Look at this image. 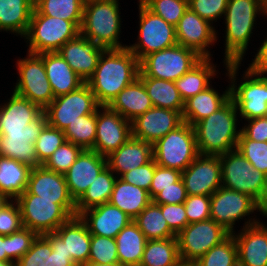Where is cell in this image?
<instances>
[{
	"label": "cell",
	"instance_id": "6da1fadb",
	"mask_svg": "<svg viewBox=\"0 0 267 266\" xmlns=\"http://www.w3.org/2000/svg\"><path fill=\"white\" fill-rule=\"evenodd\" d=\"M138 58L126 47L107 49L99 57L93 76L86 82L100 106H108L119 92L138 78Z\"/></svg>",
	"mask_w": 267,
	"mask_h": 266
},
{
	"label": "cell",
	"instance_id": "7a4b0ae2",
	"mask_svg": "<svg viewBox=\"0 0 267 266\" xmlns=\"http://www.w3.org/2000/svg\"><path fill=\"white\" fill-rule=\"evenodd\" d=\"M238 110L230 98L221 108L197 122L193 128L198 153L221 155L235 150L241 129L237 130Z\"/></svg>",
	"mask_w": 267,
	"mask_h": 266
},
{
	"label": "cell",
	"instance_id": "3957f363",
	"mask_svg": "<svg viewBox=\"0 0 267 266\" xmlns=\"http://www.w3.org/2000/svg\"><path fill=\"white\" fill-rule=\"evenodd\" d=\"M257 14L267 16L264 0H228L224 13L226 20L224 64L241 63L243 60Z\"/></svg>",
	"mask_w": 267,
	"mask_h": 266
},
{
	"label": "cell",
	"instance_id": "277c9868",
	"mask_svg": "<svg viewBox=\"0 0 267 266\" xmlns=\"http://www.w3.org/2000/svg\"><path fill=\"white\" fill-rule=\"evenodd\" d=\"M119 0H89L84 3L80 34L107 49H123L119 41L121 16Z\"/></svg>",
	"mask_w": 267,
	"mask_h": 266
},
{
	"label": "cell",
	"instance_id": "5b68a950",
	"mask_svg": "<svg viewBox=\"0 0 267 266\" xmlns=\"http://www.w3.org/2000/svg\"><path fill=\"white\" fill-rule=\"evenodd\" d=\"M222 187L252 197L263 209L267 208V175L253 168L237 150L219 155Z\"/></svg>",
	"mask_w": 267,
	"mask_h": 266
},
{
	"label": "cell",
	"instance_id": "8992f818",
	"mask_svg": "<svg viewBox=\"0 0 267 266\" xmlns=\"http://www.w3.org/2000/svg\"><path fill=\"white\" fill-rule=\"evenodd\" d=\"M225 65L228 72L226 75H228L231 81L230 98L239 111L238 115L246 121L266 117L267 76L260 75L248 67L243 75L244 81L237 84V81H235L237 78L236 74L241 63H226Z\"/></svg>",
	"mask_w": 267,
	"mask_h": 266
},
{
	"label": "cell",
	"instance_id": "52a82bcc",
	"mask_svg": "<svg viewBox=\"0 0 267 266\" xmlns=\"http://www.w3.org/2000/svg\"><path fill=\"white\" fill-rule=\"evenodd\" d=\"M80 29L72 22L42 15L35 7L25 34L27 53L57 52L67 41L75 38Z\"/></svg>",
	"mask_w": 267,
	"mask_h": 266
},
{
	"label": "cell",
	"instance_id": "ba28073f",
	"mask_svg": "<svg viewBox=\"0 0 267 266\" xmlns=\"http://www.w3.org/2000/svg\"><path fill=\"white\" fill-rule=\"evenodd\" d=\"M153 159L158 166L183 172L199 155L193 126L183 122L153 145Z\"/></svg>",
	"mask_w": 267,
	"mask_h": 266
},
{
	"label": "cell",
	"instance_id": "9c48e42d",
	"mask_svg": "<svg viewBox=\"0 0 267 266\" xmlns=\"http://www.w3.org/2000/svg\"><path fill=\"white\" fill-rule=\"evenodd\" d=\"M202 58L195 50L176 44L145 56L139 62L138 77H152L175 82Z\"/></svg>",
	"mask_w": 267,
	"mask_h": 266
},
{
	"label": "cell",
	"instance_id": "30bf717a",
	"mask_svg": "<svg viewBox=\"0 0 267 266\" xmlns=\"http://www.w3.org/2000/svg\"><path fill=\"white\" fill-rule=\"evenodd\" d=\"M139 34L138 42L127 48L138 58L139 62L147 55L172 47L177 44L175 26L167 23L160 16L150 11L139 0Z\"/></svg>",
	"mask_w": 267,
	"mask_h": 266
},
{
	"label": "cell",
	"instance_id": "8fae6325",
	"mask_svg": "<svg viewBox=\"0 0 267 266\" xmlns=\"http://www.w3.org/2000/svg\"><path fill=\"white\" fill-rule=\"evenodd\" d=\"M19 205L23 227L38 235L55 232L72 216L56 200L39 199L35 194H21L15 199Z\"/></svg>",
	"mask_w": 267,
	"mask_h": 266
},
{
	"label": "cell",
	"instance_id": "7c38bea8",
	"mask_svg": "<svg viewBox=\"0 0 267 266\" xmlns=\"http://www.w3.org/2000/svg\"><path fill=\"white\" fill-rule=\"evenodd\" d=\"M19 79L14 92L44 110L55 98L43 64V53L18 59Z\"/></svg>",
	"mask_w": 267,
	"mask_h": 266
},
{
	"label": "cell",
	"instance_id": "4fadbf2b",
	"mask_svg": "<svg viewBox=\"0 0 267 266\" xmlns=\"http://www.w3.org/2000/svg\"><path fill=\"white\" fill-rule=\"evenodd\" d=\"M229 235L213 219L187 224L176 236L182 263H195Z\"/></svg>",
	"mask_w": 267,
	"mask_h": 266
},
{
	"label": "cell",
	"instance_id": "5bb4252c",
	"mask_svg": "<svg viewBox=\"0 0 267 266\" xmlns=\"http://www.w3.org/2000/svg\"><path fill=\"white\" fill-rule=\"evenodd\" d=\"M100 105L89 85L84 83L77 90L58 96L43 110L48 124L64 131L79 116L94 113Z\"/></svg>",
	"mask_w": 267,
	"mask_h": 266
},
{
	"label": "cell",
	"instance_id": "9a60e30c",
	"mask_svg": "<svg viewBox=\"0 0 267 266\" xmlns=\"http://www.w3.org/2000/svg\"><path fill=\"white\" fill-rule=\"evenodd\" d=\"M256 210L263 214L264 209L252 197L232 189L220 187L210 196V219L230 234L235 232L236 221Z\"/></svg>",
	"mask_w": 267,
	"mask_h": 266
},
{
	"label": "cell",
	"instance_id": "2e32d148",
	"mask_svg": "<svg viewBox=\"0 0 267 266\" xmlns=\"http://www.w3.org/2000/svg\"><path fill=\"white\" fill-rule=\"evenodd\" d=\"M47 124L43 112L35 121L25 125L24 131L0 132V156L15 159L30 168L42 166L36 156L35 141Z\"/></svg>",
	"mask_w": 267,
	"mask_h": 266
},
{
	"label": "cell",
	"instance_id": "e0dca14e",
	"mask_svg": "<svg viewBox=\"0 0 267 266\" xmlns=\"http://www.w3.org/2000/svg\"><path fill=\"white\" fill-rule=\"evenodd\" d=\"M131 136V121L108 106H100V110H96V138L93 151L107 157Z\"/></svg>",
	"mask_w": 267,
	"mask_h": 266
},
{
	"label": "cell",
	"instance_id": "ac0fdd59",
	"mask_svg": "<svg viewBox=\"0 0 267 266\" xmlns=\"http://www.w3.org/2000/svg\"><path fill=\"white\" fill-rule=\"evenodd\" d=\"M22 194L56 200V204H60L72 217L76 216V202L69 193L64 174L48 170L43 165L31 168L27 188Z\"/></svg>",
	"mask_w": 267,
	"mask_h": 266
},
{
	"label": "cell",
	"instance_id": "d6986e66",
	"mask_svg": "<svg viewBox=\"0 0 267 266\" xmlns=\"http://www.w3.org/2000/svg\"><path fill=\"white\" fill-rule=\"evenodd\" d=\"M187 195L211 196L222 187L219 155H201L182 172Z\"/></svg>",
	"mask_w": 267,
	"mask_h": 266
},
{
	"label": "cell",
	"instance_id": "ffe728a7",
	"mask_svg": "<svg viewBox=\"0 0 267 266\" xmlns=\"http://www.w3.org/2000/svg\"><path fill=\"white\" fill-rule=\"evenodd\" d=\"M214 28L188 8L175 26L177 44L195 50L203 58H210L209 45L217 41Z\"/></svg>",
	"mask_w": 267,
	"mask_h": 266
},
{
	"label": "cell",
	"instance_id": "44dd1931",
	"mask_svg": "<svg viewBox=\"0 0 267 266\" xmlns=\"http://www.w3.org/2000/svg\"><path fill=\"white\" fill-rule=\"evenodd\" d=\"M182 123L179 111L153 106L131 121L132 137L153 145Z\"/></svg>",
	"mask_w": 267,
	"mask_h": 266
},
{
	"label": "cell",
	"instance_id": "7402d4cb",
	"mask_svg": "<svg viewBox=\"0 0 267 266\" xmlns=\"http://www.w3.org/2000/svg\"><path fill=\"white\" fill-rule=\"evenodd\" d=\"M238 266H267V226L255 218L245 221L237 235Z\"/></svg>",
	"mask_w": 267,
	"mask_h": 266
},
{
	"label": "cell",
	"instance_id": "603a6c76",
	"mask_svg": "<svg viewBox=\"0 0 267 266\" xmlns=\"http://www.w3.org/2000/svg\"><path fill=\"white\" fill-rule=\"evenodd\" d=\"M105 49L80 33L67 41L57 52L86 83L94 74L100 55Z\"/></svg>",
	"mask_w": 267,
	"mask_h": 266
},
{
	"label": "cell",
	"instance_id": "cb8c5ba5",
	"mask_svg": "<svg viewBox=\"0 0 267 266\" xmlns=\"http://www.w3.org/2000/svg\"><path fill=\"white\" fill-rule=\"evenodd\" d=\"M107 166V158L93 150H83L64 174L71 197L76 202Z\"/></svg>",
	"mask_w": 267,
	"mask_h": 266
},
{
	"label": "cell",
	"instance_id": "d4e9b609",
	"mask_svg": "<svg viewBox=\"0 0 267 266\" xmlns=\"http://www.w3.org/2000/svg\"><path fill=\"white\" fill-rule=\"evenodd\" d=\"M91 235L115 238L133 219L108 203L86 209L78 215Z\"/></svg>",
	"mask_w": 267,
	"mask_h": 266
},
{
	"label": "cell",
	"instance_id": "484cf974",
	"mask_svg": "<svg viewBox=\"0 0 267 266\" xmlns=\"http://www.w3.org/2000/svg\"><path fill=\"white\" fill-rule=\"evenodd\" d=\"M106 158L107 167L119 177V175L150 162L153 159V147L151 143L131 136Z\"/></svg>",
	"mask_w": 267,
	"mask_h": 266
},
{
	"label": "cell",
	"instance_id": "4316f807",
	"mask_svg": "<svg viewBox=\"0 0 267 266\" xmlns=\"http://www.w3.org/2000/svg\"><path fill=\"white\" fill-rule=\"evenodd\" d=\"M9 101L0 105V132L24 131L25 125L35 121L43 110L15 92Z\"/></svg>",
	"mask_w": 267,
	"mask_h": 266
},
{
	"label": "cell",
	"instance_id": "83f0119b",
	"mask_svg": "<svg viewBox=\"0 0 267 266\" xmlns=\"http://www.w3.org/2000/svg\"><path fill=\"white\" fill-rule=\"evenodd\" d=\"M55 233L65 243V250L72 256L77 266L88 264L90 256L91 234L79 216L72 217L58 227Z\"/></svg>",
	"mask_w": 267,
	"mask_h": 266
},
{
	"label": "cell",
	"instance_id": "f1b7e54d",
	"mask_svg": "<svg viewBox=\"0 0 267 266\" xmlns=\"http://www.w3.org/2000/svg\"><path fill=\"white\" fill-rule=\"evenodd\" d=\"M43 64L55 98L77 90L85 83L58 52L43 53Z\"/></svg>",
	"mask_w": 267,
	"mask_h": 266
},
{
	"label": "cell",
	"instance_id": "f546056e",
	"mask_svg": "<svg viewBox=\"0 0 267 266\" xmlns=\"http://www.w3.org/2000/svg\"><path fill=\"white\" fill-rule=\"evenodd\" d=\"M108 107L122 117L133 121L153 107L142 80L138 77L122 89Z\"/></svg>",
	"mask_w": 267,
	"mask_h": 266
},
{
	"label": "cell",
	"instance_id": "4dcf8cb0",
	"mask_svg": "<svg viewBox=\"0 0 267 266\" xmlns=\"http://www.w3.org/2000/svg\"><path fill=\"white\" fill-rule=\"evenodd\" d=\"M229 99L230 84L222 95L210 85L204 91L184 101L183 122L194 126L197 122L221 108Z\"/></svg>",
	"mask_w": 267,
	"mask_h": 266
},
{
	"label": "cell",
	"instance_id": "1f68e13d",
	"mask_svg": "<svg viewBox=\"0 0 267 266\" xmlns=\"http://www.w3.org/2000/svg\"><path fill=\"white\" fill-rule=\"evenodd\" d=\"M152 202L149 192L117 177L109 203L125 212L132 219Z\"/></svg>",
	"mask_w": 267,
	"mask_h": 266
},
{
	"label": "cell",
	"instance_id": "d6a6232c",
	"mask_svg": "<svg viewBox=\"0 0 267 266\" xmlns=\"http://www.w3.org/2000/svg\"><path fill=\"white\" fill-rule=\"evenodd\" d=\"M35 0H0V30L25 36Z\"/></svg>",
	"mask_w": 267,
	"mask_h": 266
},
{
	"label": "cell",
	"instance_id": "836d02e7",
	"mask_svg": "<svg viewBox=\"0 0 267 266\" xmlns=\"http://www.w3.org/2000/svg\"><path fill=\"white\" fill-rule=\"evenodd\" d=\"M30 170L26 164L0 156V195L15 200L26 190Z\"/></svg>",
	"mask_w": 267,
	"mask_h": 266
},
{
	"label": "cell",
	"instance_id": "e575fe53",
	"mask_svg": "<svg viewBox=\"0 0 267 266\" xmlns=\"http://www.w3.org/2000/svg\"><path fill=\"white\" fill-rule=\"evenodd\" d=\"M119 263L139 266L147 239L134 221L126 225L115 237Z\"/></svg>",
	"mask_w": 267,
	"mask_h": 266
},
{
	"label": "cell",
	"instance_id": "d590c367",
	"mask_svg": "<svg viewBox=\"0 0 267 266\" xmlns=\"http://www.w3.org/2000/svg\"><path fill=\"white\" fill-rule=\"evenodd\" d=\"M216 66L211 58H202L194 67L175 81L180 96L185 101L204 91L211 84L209 80L216 75Z\"/></svg>",
	"mask_w": 267,
	"mask_h": 266
},
{
	"label": "cell",
	"instance_id": "8d00e7d4",
	"mask_svg": "<svg viewBox=\"0 0 267 266\" xmlns=\"http://www.w3.org/2000/svg\"><path fill=\"white\" fill-rule=\"evenodd\" d=\"M154 107L179 111L184 109V100L180 96L174 81L152 77H139Z\"/></svg>",
	"mask_w": 267,
	"mask_h": 266
},
{
	"label": "cell",
	"instance_id": "74e56055",
	"mask_svg": "<svg viewBox=\"0 0 267 266\" xmlns=\"http://www.w3.org/2000/svg\"><path fill=\"white\" fill-rule=\"evenodd\" d=\"M182 263L177 237L147 240L139 266H179Z\"/></svg>",
	"mask_w": 267,
	"mask_h": 266
},
{
	"label": "cell",
	"instance_id": "f35d334b",
	"mask_svg": "<svg viewBox=\"0 0 267 266\" xmlns=\"http://www.w3.org/2000/svg\"><path fill=\"white\" fill-rule=\"evenodd\" d=\"M116 179L117 176L106 166L76 201V216L86 209L108 203Z\"/></svg>",
	"mask_w": 267,
	"mask_h": 266
},
{
	"label": "cell",
	"instance_id": "ab89813d",
	"mask_svg": "<svg viewBox=\"0 0 267 266\" xmlns=\"http://www.w3.org/2000/svg\"><path fill=\"white\" fill-rule=\"evenodd\" d=\"M147 240H162L176 237L170 230L161 208L153 201L133 219Z\"/></svg>",
	"mask_w": 267,
	"mask_h": 266
},
{
	"label": "cell",
	"instance_id": "60d3db41",
	"mask_svg": "<svg viewBox=\"0 0 267 266\" xmlns=\"http://www.w3.org/2000/svg\"><path fill=\"white\" fill-rule=\"evenodd\" d=\"M84 0H35L34 7L42 14L82 24Z\"/></svg>",
	"mask_w": 267,
	"mask_h": 266
},
{
	"label": "cell",
	"instance_id": "b9f144b4",
	"mask_svg": "<svg viewBox=\"0 0 267 266\" xmlns=\"http://www.w3.org/2000/svg\"><path fill=\"white\" fill-rule=\"evenodd\" d=\"M66 141H69L83 150H92L96 138V111L92 114L79 116L63 131Z\"/></svg>",
	"mask_w": 267,
	"mask_h": 266
},
{
	"label": "cell",
	"instance_id": "7bdbcfd3",
	"mask_svg": "<svg viewBox=\"0 0 267 266\" xmlns=\"http://www.w3.org/2000/svg\"><path fill=\"white\" fill-rule=\"evenodd\" d=\"M194 264L196 266H238V248L234 236L230 234Z\"/></svg>",
	"mask_w": 267,
	"mask_h": 266
},
{
	"label": "cell",
	"instance_id": "ee69618b",
	"mask_svg": "<svg viewBox=\"0 0 267 266\" xmlns=\"http://www.w3.org/2000/svg\"><path fill=\"white\" fill-rule=\"evenodd\" d=\"M119 263L115 238L91 235L88 264L110 265Z\"/></svg>",
	"mask_w": 267,
	"mask_h": 266
},
{
	"label": "cell",
	"instance_id": "f6af8a7d",
	"mask_svg": "<svg viewBox=\"0 0 267 266\" xmlns=\"http://www.w3.org/2000/svg\"><path fill=\"white\" fill-rule=\"evenodd\" d=\"M150 11L176 26L188 9V0H140Z\"/></svg>",
	"mask_w": 267,
	"mask_h": 266
},
{
	"label": "cell",
	"instance_id": "bcb514c9",
	"mask_svg": "<svg viewBox=\"0 0 267 266\" xmlns=\"http://www.w3.org/2000/svg\"><path fill=\"white\" fill-rule=\"evenodd\" d=\"M236 149L250 162L253 168L267 175V142L250 140L240 132Z\"/></svg>",
	"mask_w": 267,
	"mask_h": 266
},
{
	"label": "cell",
	"instance_id": "7dc6e473",
	"mask_svg": "<svg viewBox=\"0 0 267 266\" xmlns=\"http://www.w3.org/2000/svg\"><path fill=\"white\" fill-rule=\"evenodd\" d=\"M82 151L81 147L66 141L53 152L43 166L56 173L65 174Z\"/></svg>",
	"mask_w": 267,
	"mask_h": 266
},
{
	"label": "cell",
	"instance_id": "c3c4849f",
	"mask_svg": "<svg viewBox=\"0 0 267 266\" xmlns=\"http://www.w3.org/2000/svg\"><path fill=\"white\" fill-rule=\"evenodd\" d=\"M64 142H66L64 132L47 124L35 141V151L39 162L43 165Z\"/></svg>",
	"mask_w": 267,
	"mask_h": 266
},
{
	"label": "cell",
	"instance_id": "681fc988",
	"mask_svg": "<svg viewBox=\"0 0 267 266\" xmlns=\"http://www.w3.org/2000/svg\"><path fill=\"white\" fill-rule=\"evenodd\" d=\"M37 236V233L24 227L15 233L7 235V256L12 261L17 262L31 249Z\"/></svg>",
	"mask_w": 267,
	"mask_h": 266
},
{
	"label": "cell",
	"instance_id": "f907efd6",
	"mask_svg": "<svg viewBox=\"0 0 267 266\" xmlns=\"http://www.w3.org/2000/svg\"><path fill=\"white\" fill-rule=\"evenodd\" d=\"M14 201L5 200L0 206V235L2 236L10 235L23 228L20 208L17 201Z\"/></svg>",
	"mask_w": 267,
	"mask_h": 266
},
{
	"label": "cell",
	"instance_id": "816d5d0a",
	"mask_svg": "<svg viewBox=\"0 0 267 266\" xmlns=\"http://www.w3.org/2000/svg\"><path fill=\"white\" fill-rule=\"evenodd\" d=\"M43 236L47 239L46 266H77L72 256L67 254L65 243L55 232Z\"/></svg>",
	"mask_w": 267,
	"mask_h": 266
},
{
	"label": "cell",
	"instance_id": "f5cc1de1",
	"mask_svg": "<svg viewBox=\"0 0 267 266\" xmlns=\"http://www.w3.org/2000/svg\"><path fill=\"white\" fill-rule=\"evenodd\" d=\"M227 4L228 0H188V8L211 24L224 15Z\"/></svg>",
	"mask_w": 267,
	"mask_h": 266
},
{
	"label": "cell",
	"instance_id": "db71d44e",
	"mask_svg": "<svg viewBox=\"0 0 267 266\" xmlns=\"http://www.w3.org/2000/svg\"><path fill=\"white\" fill-rule=\"evenodd\" d=\"M183 204L188 224L210 219V196L187 195Z\"/></svg>",
	"mask_w": 267,
	"mask_h": 266
},
{
	"label": "cell",
	"instance_id": "11a10c76",
	"mask_svg": "<svg viewBox=\"0 0 267 266\" xmlns=\"http://www.w3.org/2000/svg\"><path fill=\"white\" fill-rule=\"evenodd\" d=\"M156 166L157 164L155 160L152 159L145 165L126 172L119 177L125 182L138 186L149 192Z\"/></svg>",
	"mask_w": 267,
	"mask_h": 266
},
{
	"label": "cell",
	"instance_id": "9f6ffc18",
	"mask_svg": "<svg viewBox=\"0 0 267 266\" xmlns=\"http://www.w3.org/2000/svg\"><path fill=\"white\" fill-rule=\"evenodd\" d=\"M181 178V171L157 165L149 189L150 198L153 199L160 191L173 186V183L178 182Z\"/></svg>",
	"mask_w": 267,
	"mask_h": 266
},
{
	"label": "cell",
	"instance_id": "6f0895ef",
	"mask_svg": "<svg viewBox=\"0 0 267 266\" xmlns=\"http://www.w3.org/2000/svg\"><path fill=\"white\" fill-rule=\"evenodd\" d=\"M46 262L47 239L43 235H38L31 249L16 262V266H46Z\"/></svg>",
	"mask_w": 267,
	"mask_h": 266
},
{
	"label": "cell",
	"instance_id": "680465c9",
	"mask_svg": "<svg viewBox=\"0 0 267 266\" xmlns=\"http://www.w3.org/2000/svg\"><path fill=\"white\" fill-rule=\"evenodd\" d=\"M170 230L177 236L188 224L184 204H158Z\"/></svg>",
	"mask_w": 267,
	"mask_h": 266
},
{
	"label": "cell",
	"instance_id": "91938a15",
	"mask_svg": "<svg viewBox=\"0 0 267 266\" xmlns=\"http://www.w3.org/2000/svg\"><path fill=\"white\" fill-rule=\"evenodd\" d=\"M187 199V192L182 178L173 186L160 191L152 201L155 204H181Z\"/></svg>",
	"mask_w": 267,
	"mask_h": 266
},
{
	"label": "cell",
	"instance_id": "94428289",
	"mask_svg": "<svg viewBox=\"0 0 267 266\" xmlns=\"http://www.w3.org/2000/svg\"><path fill=\"white\" fill-rule=\"evenodd\" d=\"M241 132L250 140L267 142V116L248 120Z\"/></svg>",
	"mask_w": 267,
	"mask_h": 266
},
{
	"label": "cell",
	"instance_id": "6125c7cd",
	"mask_svg": "<svg viewBox=\"0 0 267 266\" xmlns=\"http://www.w3.org/2000/svg\"><path fill=\"white\" fill-rule=\"evenodd\" d=\"M257 51L249 68L260 75L267 74V38Z\"/></svg>",
	"mask_w": 267,
	"mask_h": 266
},
{
	"label": "cell",
	"instance_id": "be15d7a7",
	"mask_svg": "<svg viewBox=\"0 0 267 266\" xmlns=\"http://www.w3.org/2000/svg\"><path fill=\"white\" fill-rule=\"evenodd\" d=\"M7 236L0 235V261H12L6 254Z\"/></svg>",
	"mask_w": 267,
	"mask_h": 266
},
{
	"label": "cell",
	"instance_id": "e7e4bbea",
	"mask_svg": "<svg viewBox=\"0 0 267 266\" xmlns=\"http://www.w3.org/2000/svg\"><path fill=\"white\" fill-rule=\"evenodd\" d=\"M0 266H16L14 261H0Z\"/></svg>",
	"mask_w": 267,
	"mask_h": 266
},
{
	"label": "cell",
	"instance_id": "03108f58",
	"mask_svg": "<svg viewBox=\"0 0 267 266\" xmlns=\"http://www.w3.org/2000/svg\"><path fill=\"white\" fill-rule=\"evenodd\" d=\"M85 266H125L121 263H117V264H110V265H91V264H87Z\"/></svg>",
	"mask_w": 267,
	"mask_h": 266
},
{
	"label": "cell",
	"instance_id": "003e7915",
	"mask_svg": "<svg viewBox=\"0 0 267 266\" xmlns=\"http://www.w3.org/2000/svg\"><path fill=\"white\" fill-rule=\"evenodd\" d=\"M179 266H196L194 263H181Z\"/></svg>",
	"mask_w": 267,
	"mask_h": 266
},
{
	"label": "cell",
	"instance_id": "a7ac6f4b",
	"mask_svg": "<svg viewBox=\"0 0 267 266\" xmlns=\"http://www.w3.org/2000/svg\"><path fill=\"white\" fill-rule=\"evenodd\" d=\"M6 199L2 196V195H0V206H1V204L5 201Z\"/></svg>",
	"mask_w": 267,
	"mask_h": 266
},
{
	"label": "cell",
	"instance_id": "89a4df30",
	"mask_svg": "<svg viewBox=\"0 0 267 266\" xmlns=\"http://www.w3.org/2000/svg\"><path fill=\"white\" fill-rule=\"evenodd\" d=\"M264 7H265L266 14H267V0H264Z\"/></svg>",
	"mask_w": 267,
	"mask_h": 266
},
{
	"label": "cell",
	"instance_id": "2644e50d",
	"mask_svg": "<svg viewBox=\"0 0 267 266\" xmlns=\"http://www.w3.org/2000/svg\"><path fill=\"white\" fill-rule=\"evenodd\" d=\"M263 216H265V217H267V208L266 209H264V211H263V214H262Z\"/></svg>",
	"mask_w": 267,
	"mask_h": 266
}]
</instances>
